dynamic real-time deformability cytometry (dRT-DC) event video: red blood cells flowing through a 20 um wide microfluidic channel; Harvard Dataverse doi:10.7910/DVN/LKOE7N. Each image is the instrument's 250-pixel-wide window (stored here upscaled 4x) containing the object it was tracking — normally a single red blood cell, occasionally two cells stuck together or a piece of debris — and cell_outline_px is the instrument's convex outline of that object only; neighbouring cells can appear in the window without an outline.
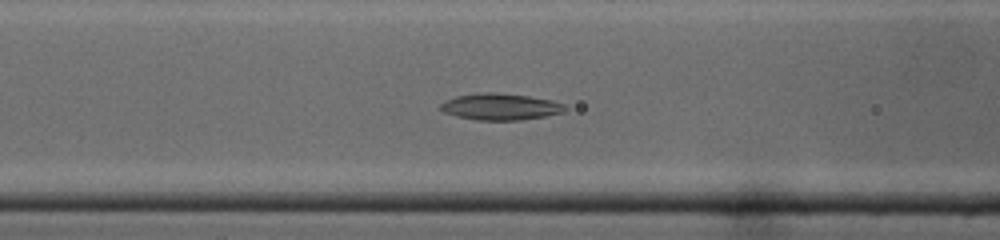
{"species": "common noctule bat (a hibernating species)", "species_latin": "Nyctalus noctula", "temperature_condition": "cold", "stored_images_in_passage": 44, "camera_frame_rate_fps": 3000, "um_per_image_px": 0.085, "animal": {"sex": "male", "body_mass_g": 19.0, "forearm_length_mm": 50.8}, "frame": {"image": 1, "passage_image": 16, "time_ms": 5.0, "image_size_px": [1000, 240], "cell_outline_px": [[568, 108], [564, 112], [544, 116], [520, 120], [476, 120], [456, 116], [444, 112], [440, 108], [440, 104], [444, 100], [456, 96], [488, 92], [492, 92], [528, 96], [552, 100], [564, 104]], "centroid_in_image_um": [42.54, 9.07], "position_along_channel_um": 124.1, "area_um2": 19.19}}
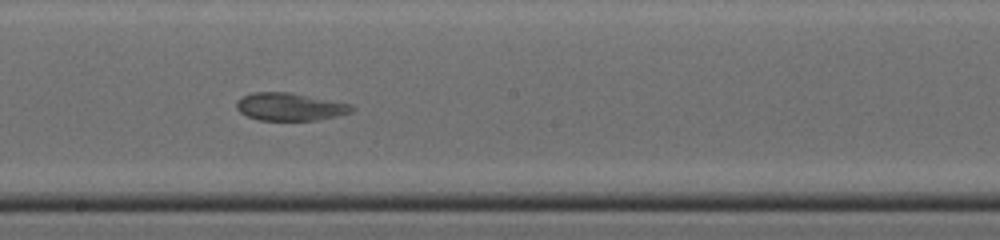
{"frame": {"image": 2, "passage_image": 23, "time_ms": 7.333, "image_size_px": [1000, 240], "cell_outline_px": [[356, 108], [352, 112], [336, 116], [316, 120], [260, 120], [248, 116], [240, 112], [236, 108], [236, 100], [240, 96], [252, 92], [288, 92], [352, 104]], "centroid_in_image_um": [24.62, 9.07], "position_along_channel_um": 223.6, "area_um2": 18.67}}
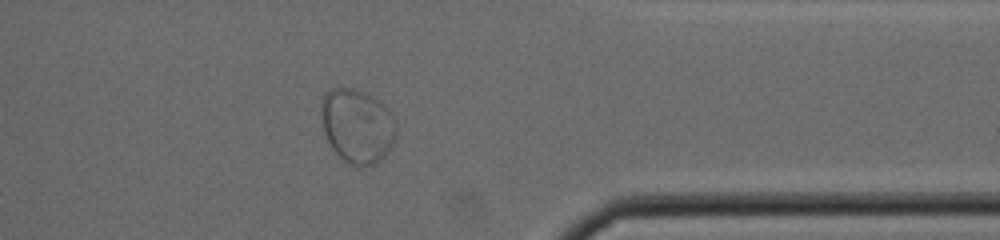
{"frame": {"image": 3, "passage_image": 35, "time_ms": 11.333, "image_size_px": [1000, 240], "cell_outline_px": [[396, 132], [392, 144], [384, 156], [380, 160], [364, 168], [360, 168], [344, 160], [336, 152], [328, 140], [324, 132], [320, 108], [324, 92], [332, 88], [352, 88], [364, 92], [380, 100], [388, 108], [396, 120]], "centroid_in_image_um": [30.37, 10.68], "position_along_channel_um": 381.0, "area_um2": 32.54}}